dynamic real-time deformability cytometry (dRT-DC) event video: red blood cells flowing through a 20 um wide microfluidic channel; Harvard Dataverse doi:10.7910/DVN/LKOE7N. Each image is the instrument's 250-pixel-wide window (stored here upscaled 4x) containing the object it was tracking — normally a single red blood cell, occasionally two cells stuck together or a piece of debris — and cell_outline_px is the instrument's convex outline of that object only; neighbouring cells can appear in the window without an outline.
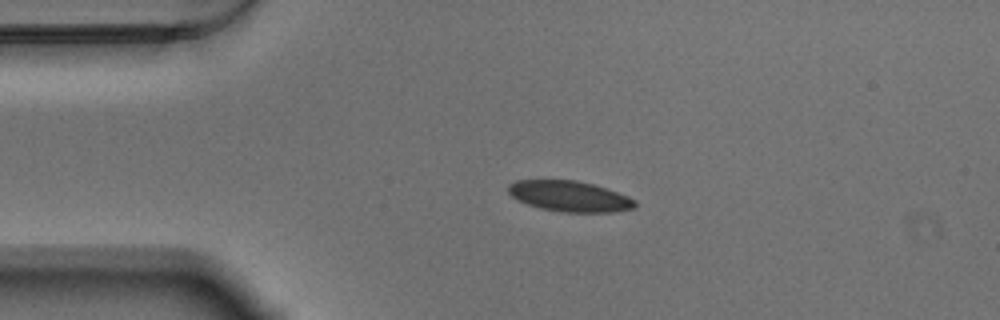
{"species": "Egyptian fruit bat (a non-hibernating species)", "species_latin": "Rousettus aegyptiacus", "temperature_condition": "warm", "stored_images_in_passage": 46, "camera_frame_rate_fps": 3000, "um_per_image_px": 0.085, "animal": {"sex": "male"}, "frame": {"image": 1, "passage_image": 1, "time_ms": 0.0, "image_size_px": [1000, 320], "cell_outline_px": [[636, 208], [612, 212], [564, 212], [540, 208], [528, 204], [512, 196], [508, 192], [508, 184], [516, 180], [576, 180], [608, 188], [628, 196], [636, 200]], "centroid_in_image_um": [48.45, 16.68], "position_along_channel_um": 36.6, "area_um2": 22.66}}
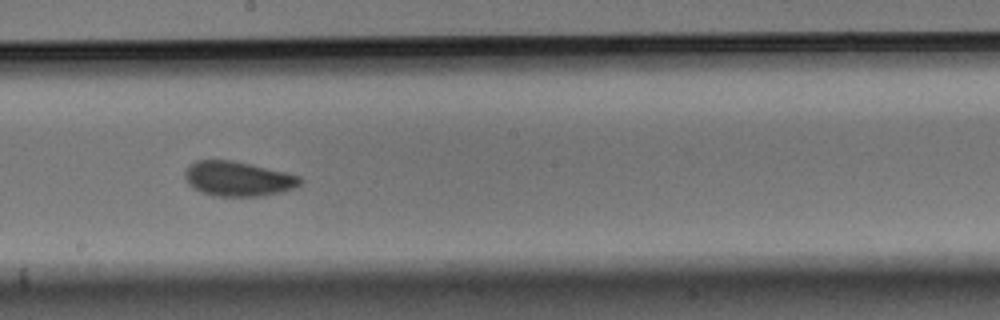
{"frame": {"image": 2, "passage_image": 20, "time_ms": 6.333, "image_size_px": [1000, 320], "cell_outline_px": [[304, 180], [300, 184], [292, 188], [280, 192], [260, 196], [212, 196], [200, 192], [188, 184], [184, 176], [184, 172], [188, 164], [196, 160], [232, 160], [284, 172], [300, 176]], "centroid_in_image_um": [20.18, 15.19], "position_along_channel_um": 228.0, "area_um2": 23.35}}
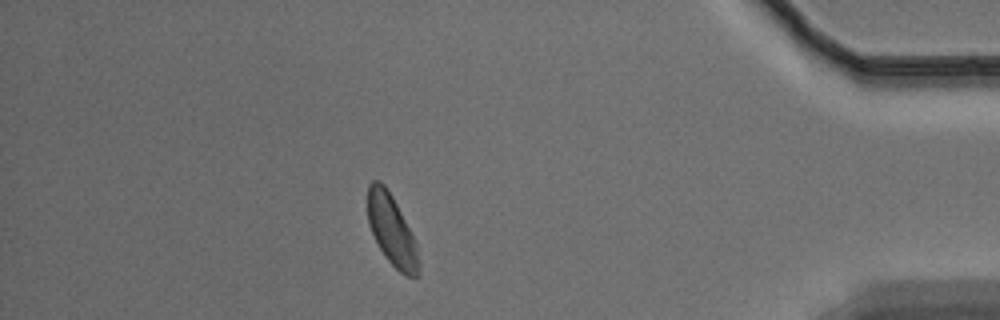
{"frame": {"image": 3, "passage_image": 39, "time_ms": 12.667, "image_size_px": [1000, 320], "cell_outline_px": [[420, 272], [416, 276], [404, 276], [384, 256], [368, 224], [368, 184], [372, 180], [380, 180], [384, 184], [392, 196], [416, 244], [420, 268]], "centroid_in_image_um": [33.28, 19.57], "position_along_channel_um": 401.9, "area_um2": 20.58}, "authors_computed_cell_mechanics": {"area_um2": 22.831, "velocity_mm_per_s": 3.4639, "shape_relaxation_time_tau1_ms": 4.4496, "shape_relaxation_time_tau2_ms": 3.0584, "deformation_change_tau1": 0.0959, "deformation_change_tau2": 0.0618}}